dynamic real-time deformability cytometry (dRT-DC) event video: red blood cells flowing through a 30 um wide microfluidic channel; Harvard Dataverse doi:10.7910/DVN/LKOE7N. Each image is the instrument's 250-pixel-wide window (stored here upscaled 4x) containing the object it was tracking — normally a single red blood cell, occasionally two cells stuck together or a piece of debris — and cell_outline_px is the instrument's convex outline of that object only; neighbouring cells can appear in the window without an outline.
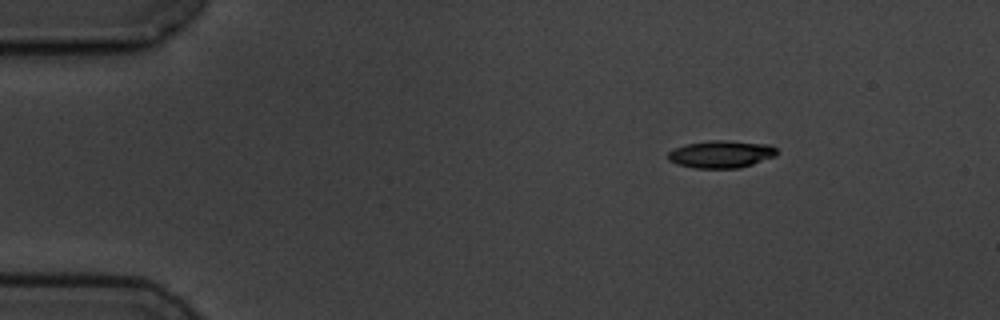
{"species": "common noctule bat (a hibernating species)", "species_latin": "Nyctalus noctula", "temperature_condition": "cold", "stored_images_in_passage": 12, "camera_frame_rate_fps": 3000, "um_per_image_px": 0.085, "animal": {"sex": "male", "body_mass_g": 19.5, "forearm_length_mm": 54.6}, "frame": {"image": 1, "passage_image": 1, "time_ms": 0.0, "image_size_px": [1000, 320], "cell_outline_px": [[776, 156], [740, 168], [696, 168], [676, 164], [668, 160], [668, 152], [676, 148], [688, 144], [712, 140], [728, 140], [768, 144], [776, 148]], "centroid_in_image_um": [61.3, 13.11], "position_along_channel_um": 23.7, "area_um2": 17.28}}
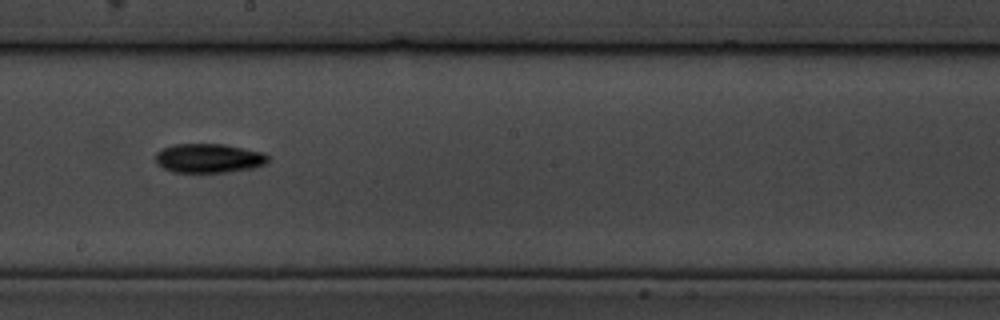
{"frame": {"image": 2, "passage_image": 7, "time_ms": 8.0, "image_size_px": [1000, 320], "cell_outline_px": [[268, 160], [264, 164], [252, 168], [224, 172], [172, 172], [156, 164], [152, 156], [156, 152], [172, 144], [224, 144], [260, 152], [268, 156]], "centroid_in_image_um": [17.65, 13.45], "position_along_channel_um": 230.6, "area_um2": 19.07}}
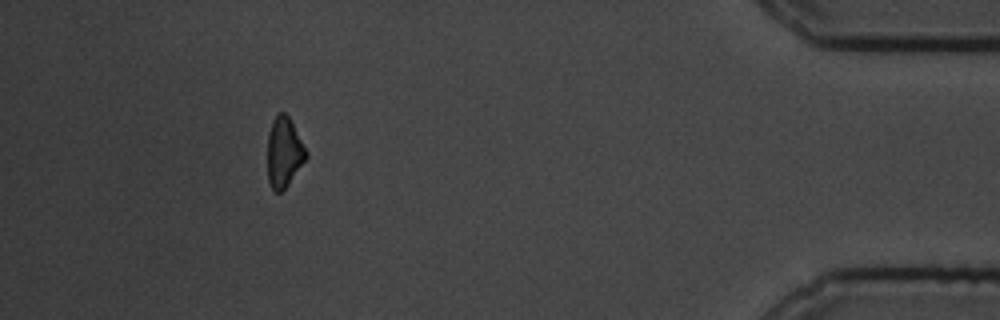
{"frame": {"image": 3, "passage_image": 12, "time_ms": 14.667, "image_size_px": [1000, 320], "cell_outline_px": [[308, 156], [288, 184], [280, 192], [276, 192], [272, 188], [268, 180], [268, 132], [276, 116], [280, 112], [284, 112], [288, 116], [308, 152]], "centroid_in_image_um": [24.14, 12.95], "position_along_channel_um": 411.1, "area_um2": 15.43}, "authors_computed_cell_mechanics": {"area_um2": 17.918, "velocity_mm_per_s": 3.5342, "shape_relaxation_time_tau1_ms": 2.4135, "shape_relaxation_time_tau2_ms": null, "deformation_change_tau1": 0.0925, "deformation_change_tau2": null}}